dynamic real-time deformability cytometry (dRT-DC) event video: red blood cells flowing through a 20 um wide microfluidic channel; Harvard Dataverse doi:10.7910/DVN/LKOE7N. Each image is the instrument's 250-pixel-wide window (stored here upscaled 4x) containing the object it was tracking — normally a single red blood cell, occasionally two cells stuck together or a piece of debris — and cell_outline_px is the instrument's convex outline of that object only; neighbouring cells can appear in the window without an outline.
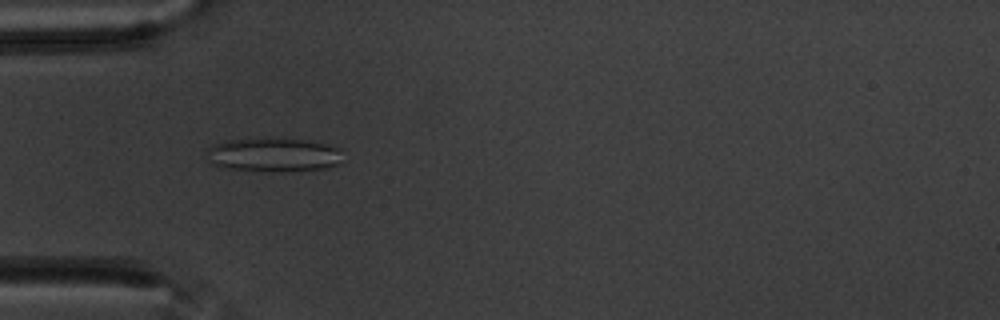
{"species": "common noctule bat (a hibernating species)", "species_latin": "Nyctalus noctula", "temperature_condition": "warm", "stored_images_in_passage": 58, "camera_frame_rate_fps": 3000, "um_per_image_px": 0.085, "animal": {"sex": "male", "body_mass_g": 20.1, "forearm_length_mm": 53.5}, "frame": {"image": 1, "passage_image": 18, "time_ms": 5.667, "image_size_px": [1000, 320], "cell_outline_px": [[340, 148], [336, 164], [324, 168], [280, 172], [268, 172], [220, 168], [212, 164], [204, 148], [228, 140], [312, 140]], "centroid_in_image_um": [23.16, 13.19], "position_along_channel_um": 61.8, "area_um2": 26.36}}
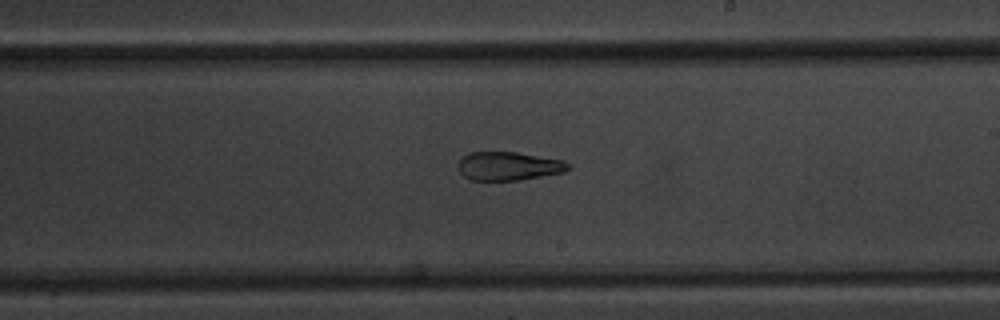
{"frame": {"image": 2, "passage_image": 34, "time_ms": 11.0, "image_size_px": [1000, 320], "cell_outline_px": [[572, 168], [564, 172], [516, 180], [472, 180], [464, 176], [460, 172], [456, 164], [468, 152], [516, 152], [564, 160]], "centroid_in_image_um": [43.22, 14.11], "position_along_channel_um": 245.8, "area_um2": 18.26}}
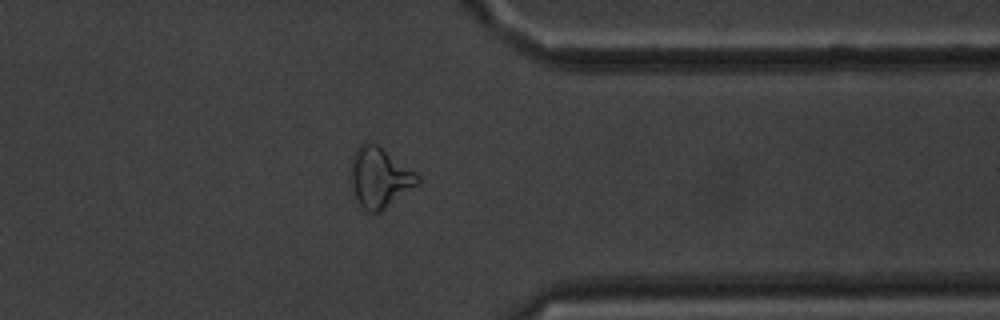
{"frame": {"image": 3, "passage_image": 46, "time_ms": 15.0, "image_size_px": [1000, 320], "cell_outline_px": [[420, 184], [376, 216], [368, 212], [356, 200], [352, 188], [352, 164], [356, 148], [364, 140], [376, 144], [416, 172], [420, 176]], "centroid_in_image_um": [32.3, 15.14], "position_along_channel_um": 379.1, "area_um2": 23.58}, "authors_computed_cell_mechanics": {"area_um2": 24.0737, "velocity_mm_per_s": 3.4939, "shape_relaxation_time_tau1_ms": null, "shape_relaxation_time_tau2_ms": 2.6704, "deformation_change_tau1": null, "deformation_change_tau2": 0.1192}}